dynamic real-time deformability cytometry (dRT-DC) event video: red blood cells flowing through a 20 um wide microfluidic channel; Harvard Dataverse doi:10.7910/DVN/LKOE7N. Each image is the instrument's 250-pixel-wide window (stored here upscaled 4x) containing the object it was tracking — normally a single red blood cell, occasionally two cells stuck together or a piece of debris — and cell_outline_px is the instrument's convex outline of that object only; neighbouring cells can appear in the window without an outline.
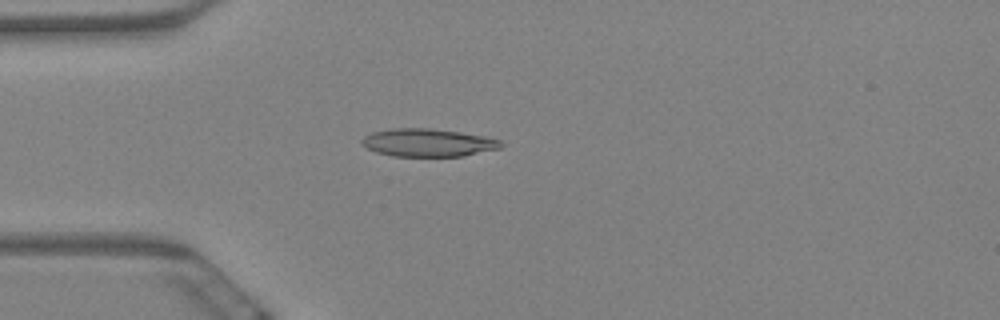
{"species": "Egyptian fruit bat (a non-hibernating species)", "species_latin": "Rousettus aegyptiacus", "temperature_condition": "warm", "stored_images_in_passage": 7, "camera_frame_rate_fps": 3000, "um_per_image_px": 0.085, "animal": {"sex": "female"}, "frame": {"image": 1, "passage_image": 2, "time_ms": 0.333, "image_size_px": [1000, 320], "cell_outline_px": [[504, 144], [500, 148], [464, 156], [392, 156], [376, 152], [368, 148], [360, 140], [364, 136], [372, 132], [392, 128], [428, 128], [460, 132], [484, 136], [500, 140]], "centroid_in_image_um": [36.38, 12.12], "position_along_channel_um": 48.6, "area_um2": 22.54}}
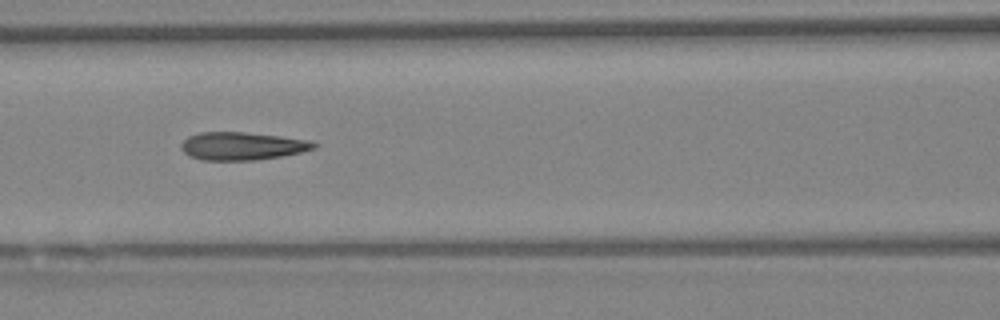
{"frame": {"image": 2, "passage_image": 5, "time_ms": 1.333, "image_size_px": [1000, 320], "cell_outline_px": [[316, 148], [300, 152], [280, 156], [256, 160], [200, 160], [188, 156], [180, 148], [180, 144], [188, 136], [200, 132], [244, 132], [280, 136], [308, 140], [316, 144]], "centroid_in_image_um": [20.52, 12.41], "position_along_channel_um": 146.1, "area_um2": 21.56}}
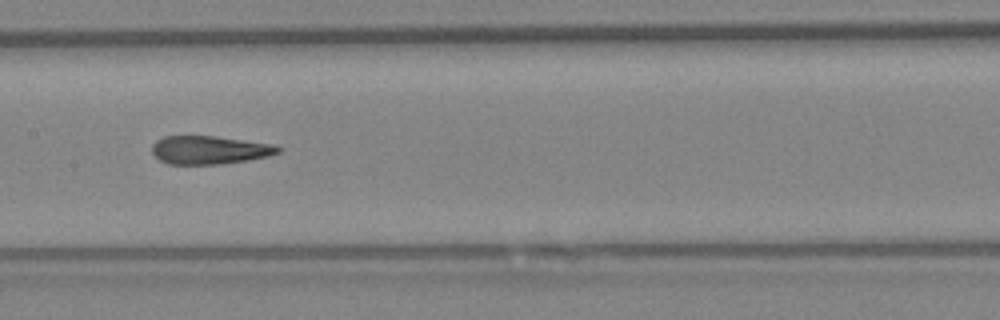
{"frame": {"image": 3, "passage_image": 6, "time_ms": 1.667, "image_size_px": [1000, 320], "cell_outline_px": [[284, 148], [280, 152], [268, 156], [248, 160], [220, 164], [168, 164], [160, 160], [152, 152], [152, 144], [156, 140], [164, 136], [216, 136], [272, 144]], "centroid_in_image_um": [17.82, 12.74], "position_along_channel_um": 189.6, "area_um2": 20.81}}